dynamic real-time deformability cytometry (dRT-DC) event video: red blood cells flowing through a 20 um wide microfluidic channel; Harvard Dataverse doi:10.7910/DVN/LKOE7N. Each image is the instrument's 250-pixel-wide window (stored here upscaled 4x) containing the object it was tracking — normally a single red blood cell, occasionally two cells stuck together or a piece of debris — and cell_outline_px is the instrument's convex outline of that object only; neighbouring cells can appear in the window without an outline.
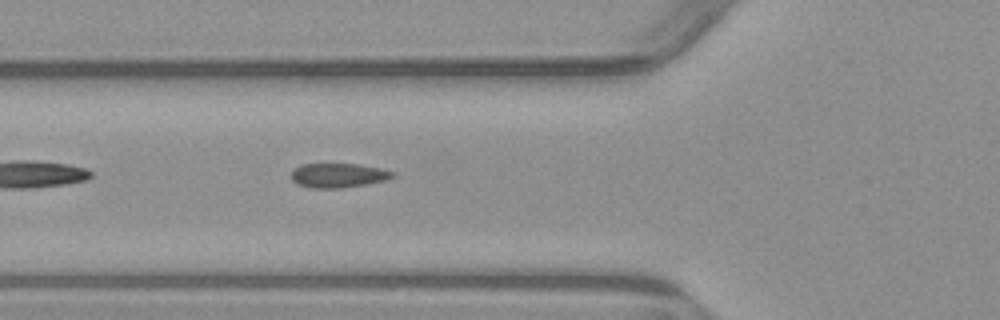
{"species": "common noctule bat (a hibernating species)", "species_latin": "Nyctalus noctula", "temperature_condition": "warm", "stored_images_in_passage": 5, "camera_frame_rate_fps": 3000, "um_per_image_px": 0.085, "animal": {"sex": "male", "body_mass_g": 23.1, "forearm_length_mm": 52.7}, "frame": {"image": 1, "passage_image": 5, "time_ms": 5.0, "image_size_px": [1000, 320], "cell_outline_px": [[396, 176], [388, 180], [340, 188], [312, 188], [296, 184], [292, 180], [292, 172], [300, 164], [356, 164], [380, 168], [396, 172]], "centroid_in_image_um": [28.78, 14.91], "position_along_channel_um": 97.0, "area_um2": 14.39}}